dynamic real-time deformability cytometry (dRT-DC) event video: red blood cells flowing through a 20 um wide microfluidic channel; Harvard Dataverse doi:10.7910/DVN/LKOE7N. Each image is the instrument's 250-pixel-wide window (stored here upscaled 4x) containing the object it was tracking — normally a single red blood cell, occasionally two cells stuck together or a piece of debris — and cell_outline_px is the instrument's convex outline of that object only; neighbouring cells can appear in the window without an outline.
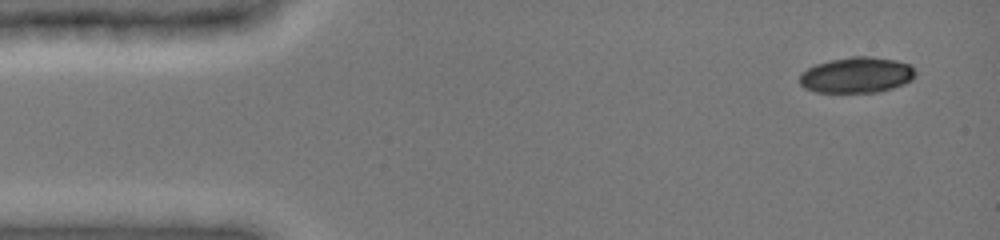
{"species": "common noctule bat (a hibernating species)", "species_latin": "Nyctalus noctula", "temperature_condition": "cold", "stored_images_in_passage": 8, "camera_frame_rate_fps": 3000, "um_per_image_px": 0.085, "animal": {"sex": "female", "body_mass_g": 19.0, "forearm_length_mm": 51.5}, "frame": {"image": 1, "passage_image": 1, "time_ms": 0.0, "image_size_px": [1000, 240], "cell_outline_px": [[916, 72], [912, 80], [904, 84], [892, 88], [876, 92], [816, 92], [804, 88], [800, 84], [800, 76], [808, 68], [816, 64], [832, 60], [852, 56], [868, 56], [896, 60], [908, 64]], "centroid_in_image_um": [72.82, 6.38], "position_along_channel_um": 12.2, "area_um2": 23.93}}
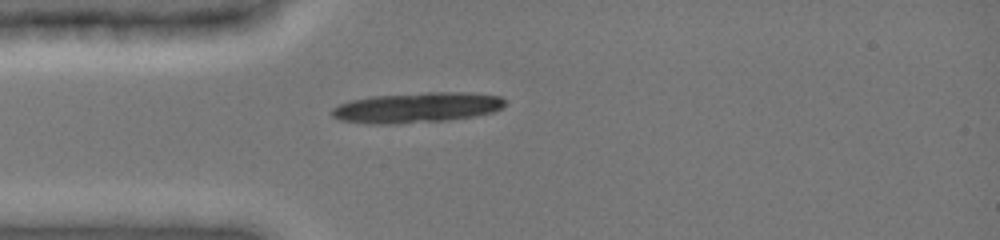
{"frame": {"image": 2, "passage_image": 5, "time_ms": 3.333, "image_size_px": [1000, 240], "cell_outline_px": [[504, 108], [492, 112], [476, 116], [448, 120], [400, 124], [368, 124], [340, 120], [332, 116], [332, 108], [348, 100], [368, 96], [428, 92], [464, 92], [500, 96], [504, 100]], "centroid_in_image_um": [35.4, 9.15], "position_along_channel_um": 49.6, "area_um2": 30.92}}